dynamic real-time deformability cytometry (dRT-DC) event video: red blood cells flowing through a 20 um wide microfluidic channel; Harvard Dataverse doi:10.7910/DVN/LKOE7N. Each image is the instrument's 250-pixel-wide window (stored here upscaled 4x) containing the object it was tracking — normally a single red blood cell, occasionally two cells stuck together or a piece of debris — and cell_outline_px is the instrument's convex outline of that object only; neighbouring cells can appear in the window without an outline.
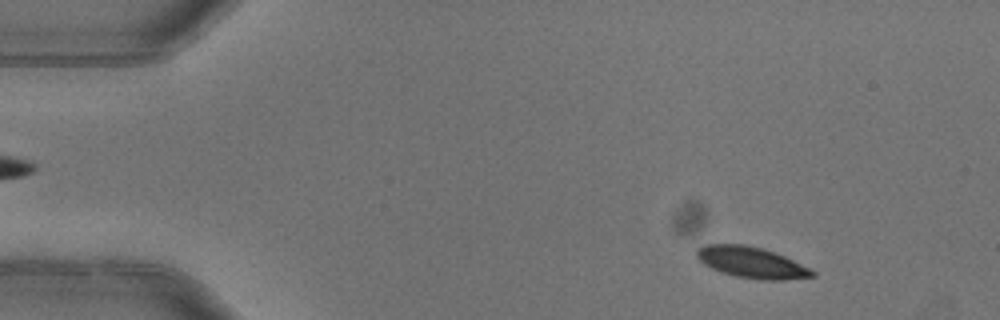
{"species": "common noctule bat (a hibernating species)", "species_latin": "Nyctalus noctula", "temperature_condition": "warm", "stored_images_in_passage": 4, "camera_frame_rate_fps": 3000, "um_per_image_px": 0.085, "animal": {"sex": "female"}, "frame": {"image": 1, "passage_image": 1, "time_ms": 0.0, "image_size_px": [1000, 320], "cell_outline_px": [[816, 276], [784, 280], [764, 280], [736, 276], [720, 272], [704, 264], [696, 256], [696, 248], [704, 244], [744, 244], [764, 248], [776, 252], [812, 268], [816, 272]], "centroid_in_image_um": [63.91, 22.3], "position_along_channel_um": 21.1, "area_um2": 21.27}}
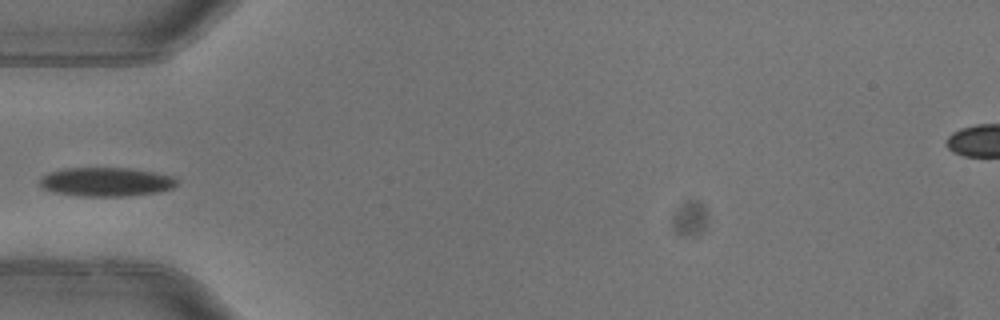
{"frame": {"image": 2, "passage_image": 4, "time_ms": 1.0, "image_size_px": [1000, 320], "cell_outline_px": [[176, 184], [172, 188], [160, 192], [124, 196], [80, 196], [52, 192], [40, 188], [40, 176], [52, 172], [68, 168], [128, 168], [152, 172], [172, 176], [176, 180]], "centroid_in_image_um": [8.98, 15.47], "position_along_channel_um": 76.0, "area_um2": 23.0}}